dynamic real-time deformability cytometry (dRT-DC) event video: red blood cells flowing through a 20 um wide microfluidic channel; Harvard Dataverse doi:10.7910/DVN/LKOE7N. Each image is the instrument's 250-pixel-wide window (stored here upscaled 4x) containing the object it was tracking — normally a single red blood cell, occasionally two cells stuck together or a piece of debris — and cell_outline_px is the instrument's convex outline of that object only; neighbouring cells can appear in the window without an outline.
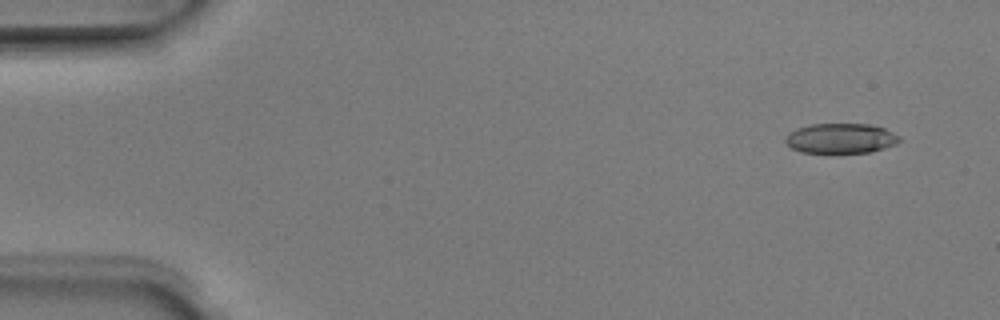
{"species": "Egyptian fruit bat (a non-hibernating species)", "species_latin": "Rousettus aegyptiacus", "temperature_condition": "room temperature", "stored_images_in_passage": 5, "camera_frame_rate_fps": 3000, "um_per_image_px": 0.085, "animal": {"sex": "male"}, "frame": {"image": 1, "passage_image": 2, "time_ms": 0.333, "image_size_px": [1000, 320], "cell_outline_px": [[900, 140], [896, 144], [884, 148], [868, 152], [800, 152], [792, 148], [784, 140], [784, 136], [788, 132], [796, 128], [812, 124], [868, 124], [884, 128], [900, 136]], "centroid_in_image_um": [71.43, 11.75], "position_along_channel_um": 13.6, "area_um2": 19.83}}
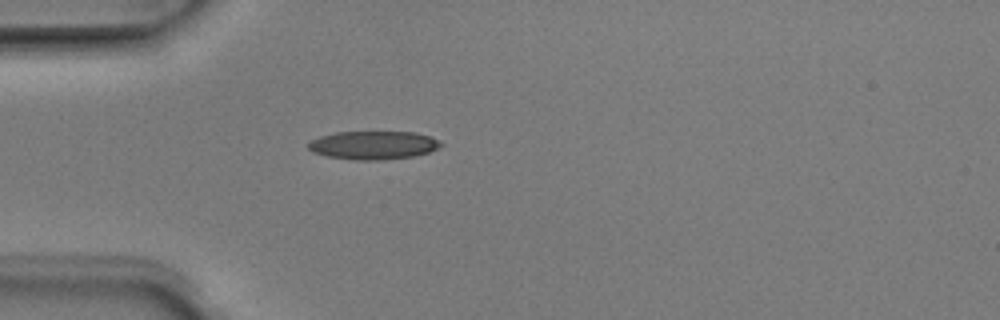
{"frame": {"image": 2, "passage_image": 5, "time_ms": 1.333, "image_size_px": [1000, 320], "cell_outline_px": [[444, 144], [440, 148], [428, 152], [412, 156], [384, 160], [356, 160], [324, 156], [312, 152], [308, 148], [308, 140], [320, 136], [336, 132], [416, 132], [432, 136], [440, 140]], "centroid_in_image_um": [31.74, 12.34], "position_along_channel_um": 53.3, "area_um2": 22.25}}